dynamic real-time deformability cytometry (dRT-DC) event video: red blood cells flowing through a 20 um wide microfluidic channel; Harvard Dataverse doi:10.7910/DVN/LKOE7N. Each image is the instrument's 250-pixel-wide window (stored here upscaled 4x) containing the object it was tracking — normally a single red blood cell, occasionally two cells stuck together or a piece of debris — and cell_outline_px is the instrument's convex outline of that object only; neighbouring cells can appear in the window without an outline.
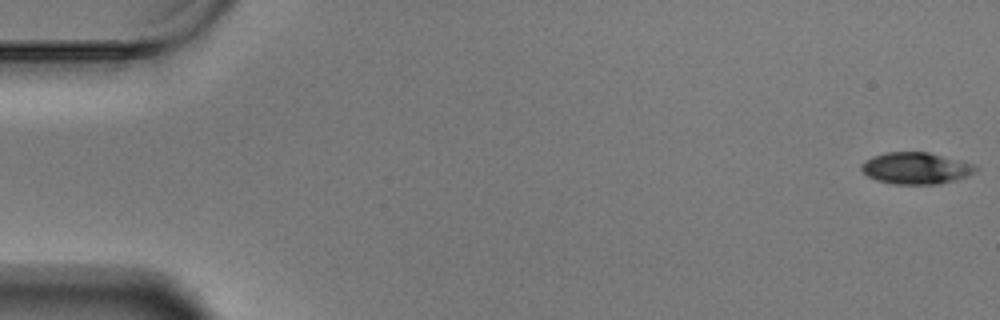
{"species": "Egyptian fruit bat (a non-hibernating species)", "species_latin": "Rousettus aegyptiacus", "temperature_condition": "warm", "stored_images_in_passage": 59, "camera_frame_rate_fps": 3000, "um_per_image_px": 0.085, "animal": {"sex": "male"}, "frame": {"image": 1, "passage_image": 1, "time_ms": 0.0, "image_size_px": [1000, 320], "cell_outline_px": [[976, 168], [968, 176], [940, 184], [896, 184], [876, 180], [868, 176], [860, 168], [860, 164], [872, 156], [884, 152], [928, 152], [972, 164]], "centroid_in_image_um": [77.78, 14.3], "position_along_channel_um": 7.2, "area_um2": 20.81}}
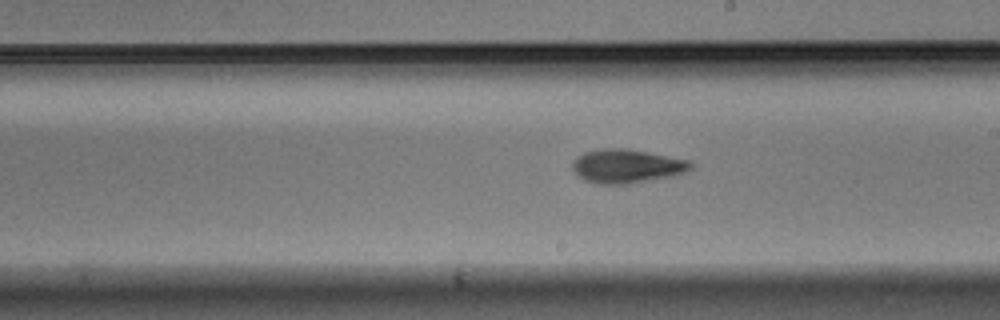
{"frame": {"image": 2, "passage_image": 34, "time_ms": 11.0, "image_size_px": [1000, 320], "cell_outline_px": [[696, 164], [688, 172], [672, 176], [628, 184], [596, 184], [584, 180], [572, 168], [572, 160], [576, 156], [584, 152], [600, 148], [628, 148], [692, 160]], "centroid_in_image_um": [53.32, 14.11], "position_along_channel_um": 235.7, "area_um2": 23.81}}
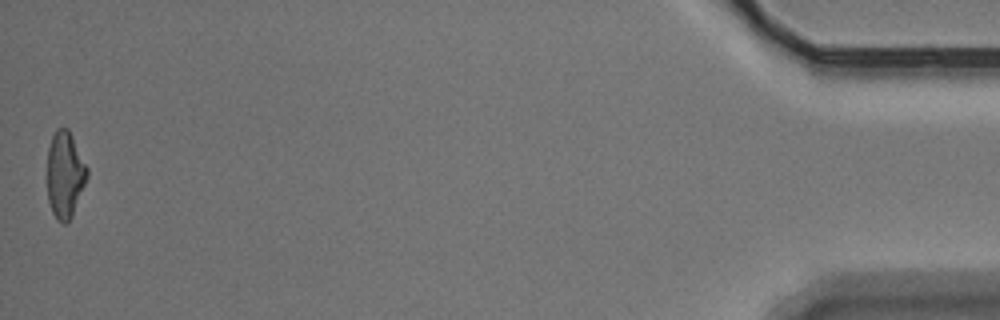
{"frame": {"image": 3, "passage_image": 59, "time_ms": 19.333, "image_size_px": [1000, 320], "cell_outline_px": [[88, 176], [72, 216], [64, 224], [56, 220], [52, 212], [48, 200], [48, 148], [52, 136], [56, 128], [68, 128], [88, 168]], "centroid_in_image_um": [5.52, 14.85], "position_along_channel_um": 429.7, "area_um2": 20.0}, "authors_computed_cell_mechanics": {"area_um2": 21.3282, "velocity_mm_per_s": 3.4394, "shape_relaxation_time_tau1_ms": 4.2093, "shape_relaxation_time_tau2_ms": 3.9756, "deformation_change_tau1": 0.1494, "deformation_change_tau2": 0.1206}}